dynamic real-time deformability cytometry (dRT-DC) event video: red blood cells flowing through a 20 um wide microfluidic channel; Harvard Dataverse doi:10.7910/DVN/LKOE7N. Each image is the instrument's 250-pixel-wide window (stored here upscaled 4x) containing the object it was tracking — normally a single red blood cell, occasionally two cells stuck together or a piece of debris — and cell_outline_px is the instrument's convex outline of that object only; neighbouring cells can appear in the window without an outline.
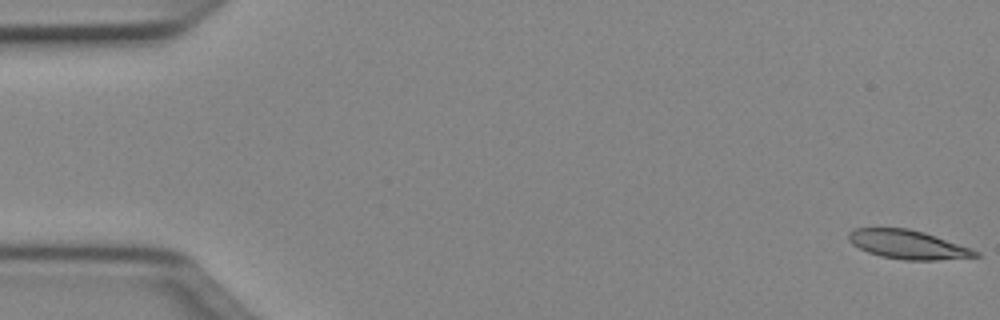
{"species": "Egyptian fruit bat (a non-hibernating species)", "species_latin": "Rousettus aegyptiacus", "temperature_condition": "cold", "stored_images_in_passage": 50, "camera_frame_rate_fps": 3000, "um_per_image_px": 0.085, "animal": {"sex": "female"}, "frame": {"image": 1, "passage_image": 1, "time_ms": 0.0, "image_size_px": [1000, 320], "cell_outline_px": [[980, 256], [936, 260], [904, 260], [880, 256], [868, 252], [852, 244], [848, 240], [848, 232], [856, 228], [908, 228], [924, 232], [972, 248], [980, 252]], "centroid_in_image_um": [77.17, 20.78], "position_along_channel_um": 7.8, "area_um2": 21.33}}
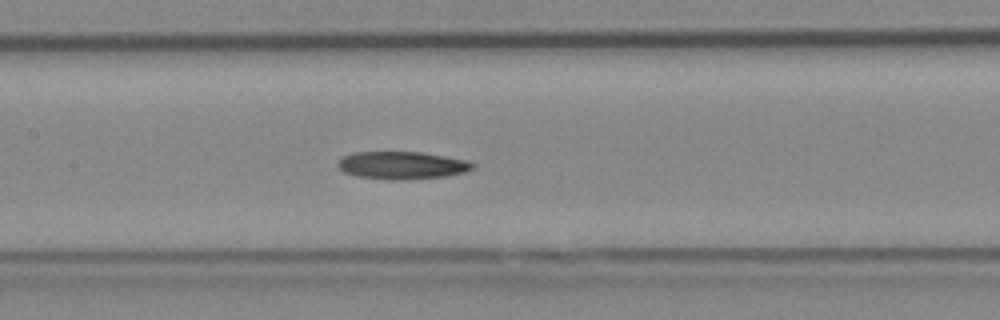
{"frame": {"image": 2, "passage_image": 24, "time_ms": 7.667, "image_size_px": [1000, 320], "cell_outline_px": [[476, 164], [472, 168], [464, 172], [444, 176], [400, 180], [384, 180], [356, 176], [344, 172], [336, 164], [344, 156], [352, 152], [420, 152], [468, 160]], "centroid_in_image_um": [34.14, 14.05], "position_along_channel_um": 173.3, "area_um2": 21.68}}
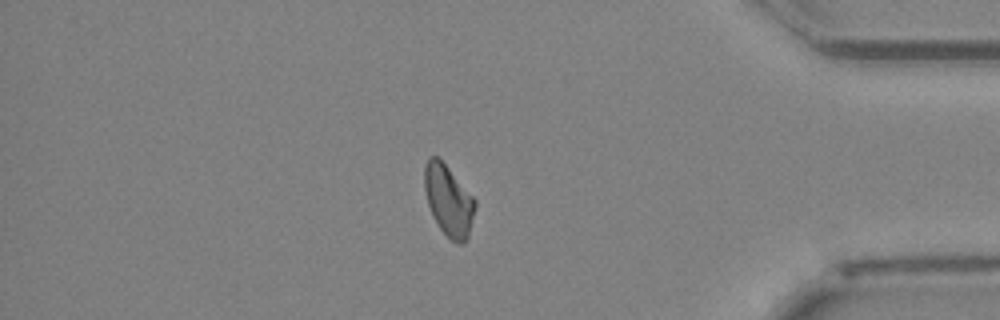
{"frame": {"image": 3, "passage_image": 43, "time_ms": 14.0, "image_size_px": [1000, 320], "cell_outline_px": [[476, 208], [468, 236], [460, 244], [452, 240], [440, 228], [428, 204], [424, 188], [424, 164], [428, 156], [436, 156], [448, 168], [476, 200]], "centroid_in_image_um": [38.12, 17.0], "position_along_channel_um": 397.1, "area_um2": 20.46}}